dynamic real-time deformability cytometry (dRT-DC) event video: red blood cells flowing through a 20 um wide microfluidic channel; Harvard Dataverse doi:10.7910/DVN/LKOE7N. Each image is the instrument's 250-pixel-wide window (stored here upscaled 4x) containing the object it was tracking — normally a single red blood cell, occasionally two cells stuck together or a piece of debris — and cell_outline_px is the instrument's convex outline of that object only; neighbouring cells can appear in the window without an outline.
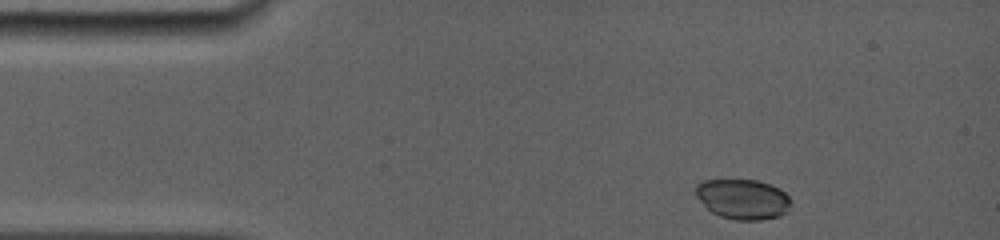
{"species": "common noctule bat (a hibernating species)", "species_latin": "Nyctalus noctula", "temperature_condition": "room temperature", "stored_images_in_passage": 19, "camera_frame_rate_fps": 5000, "um_per_image_px": 0.085, "animal": {"sex": "female", "body_mass_g": 19.0, "forearm_length_mm": 56.7}, "frame": {"image": 1, "passage_image": 1, "time_ms": 0.0, "image_size_px": [1000, 240], "cell_outline_px": [[792, 204], [788, 212], [780, 216], [760, 220], [736, 220], [720, 216], [712, 212], [696, 196], [696, 184], [700, 180], [756, 180], [772, 184], [780, 188], [792, 200]], "centroid_in_image_um": [63.19, 16.92], "position_along_channel_um": 21.8, "area_um2": 22.48}}
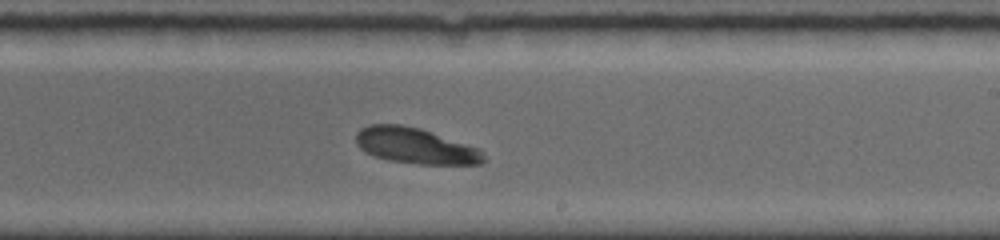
{"frame": {"image": 2, "passage_image": 12, "time_ms": 7.6, "image_size_px": [1000, 240], "cell_outline_px": [[484, 164], [420, 164], [388, 160], [364, 152], [356, 144], [356, 132], [360, 128], [368, 124], [400, 124], [420, 128], [480, 148], [484, 156]], "centroid_in_image_um": [35.3, 12.38], "position_along_channel_um": 253.7, "area_um2": 26.76}}
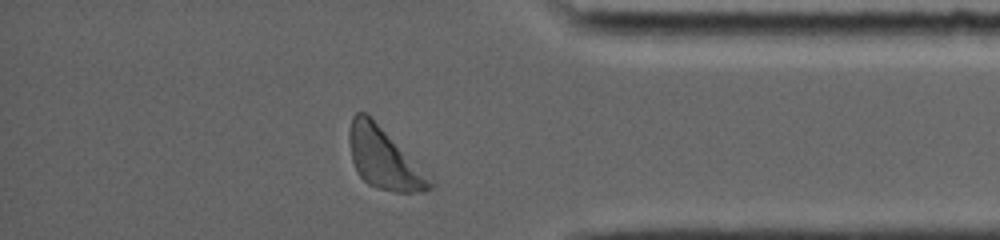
{"frame": {"image": 3, "passage_image": 18, "time_ms": 11.6, "image_size_px": [1000, 240], "cell_outline_px": [[436, 184], [432, 188], [424, 192], [396, 192], [380, 188], [368, 184], [356, 172], [352, 160], [348, 140], [348, 132], [352, 116], [356, 112], [364, 112], [372, 116]], "centroid_in_image_um": [32.6, 13.45], "position_along_channel_um": 402.6, "area_um2": 28.55}}